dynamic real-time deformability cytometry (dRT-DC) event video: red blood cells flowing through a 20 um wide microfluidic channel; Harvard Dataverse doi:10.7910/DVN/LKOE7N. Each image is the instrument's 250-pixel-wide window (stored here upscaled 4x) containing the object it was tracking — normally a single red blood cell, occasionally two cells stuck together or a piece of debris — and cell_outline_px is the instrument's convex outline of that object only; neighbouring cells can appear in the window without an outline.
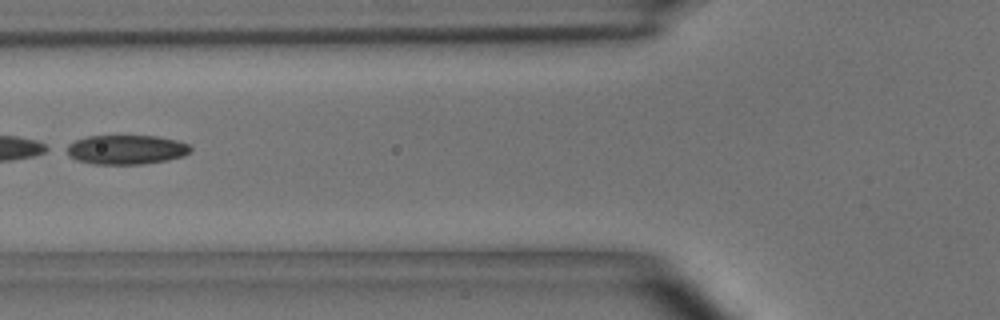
{"species": "common noctule bat (a hibernating species)", "species_latin": "Nyctalus noctula", "temperature_condition": "room temperature", "stored_images_in_passage": 3, "camera_frame_rate_fps": 3000, "um_per_image_px": 0.085, "animal": {"sex": "male", "body_mass_g": 15.6}, "frame": {"image": 1, "passage_image": 3, "time_ms": 3.333, "image_size_px": [1000, 320], "cell_outline_px": [[192, 148], [184, 156], [168, 160], [144, 164], [92, 164], [76, 160], [68, 156], [60, 148], [76, 140], [88, 136], [156, 136], [176, 140], [188, 144]], "centroid_in_image_um": [10.65, 12.72], "position_along_channel_um": 115.2, "area_um2": 21.5}}